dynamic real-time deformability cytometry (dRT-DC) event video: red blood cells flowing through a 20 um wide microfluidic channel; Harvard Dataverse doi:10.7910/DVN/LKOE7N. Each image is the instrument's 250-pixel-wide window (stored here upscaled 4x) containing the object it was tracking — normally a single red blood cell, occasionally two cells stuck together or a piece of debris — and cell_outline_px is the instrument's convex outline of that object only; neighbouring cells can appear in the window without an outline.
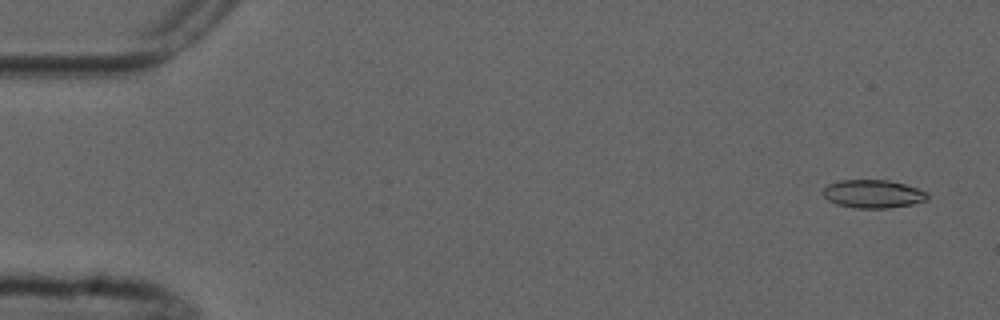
{"species": "common noctule bat (a hibernating species)", "species_latin": "Nyctalus noctula", "temperature_condition": "cold", "stored_images_in_passage": 5, "segment_of_instrument_passage": [2, 2], "camera_frame_rate_fps": 3000, "um_per_image_px": 0.085, "animal": {"sex": "male", "forearm_length_mm": 52.5}, "frame": {"image": 1, "passage_image": 5, "time_ms": 6.333, "image_size_px": [1000, 320], "cell_outline_px": [[928, 200], [912, 204], [888, 208], [856, 208], [836, 204], [828, 200], [824, 196], [824, 188], [828, 184], [840, 180], [888, 180], [904, 184], [928, 192]], "centroid_in_image_um": [74.22, 16.48], "position_along_channel_um": 10.8, "area_um2": 17.11}}